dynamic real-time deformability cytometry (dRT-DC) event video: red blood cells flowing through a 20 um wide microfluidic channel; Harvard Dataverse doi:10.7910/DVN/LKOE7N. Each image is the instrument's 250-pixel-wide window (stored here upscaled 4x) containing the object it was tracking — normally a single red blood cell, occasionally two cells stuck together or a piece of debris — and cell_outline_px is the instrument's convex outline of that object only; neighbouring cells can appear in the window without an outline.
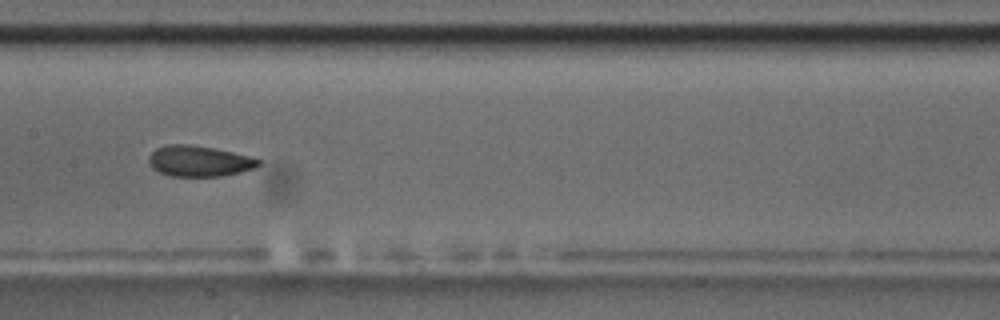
{"species": "common noctule bat (a hibernating species)", "species_latin": "Nyctalus noctula", "temperature_condition": "room temperature", "stored_images_in_passage": 9, "camera_frame_rate_fps": 3000, "um_per_image_px": 0.085, "animal": {"sex": "male", "body_mass_g": 17.5, "forearm_length_mm": 52.3}, "frame": {"image": 1, "passage_image": 6, "time_ms": 5.667, "image_size_px": [1000, 320], "cell_outline_px": [[260, 164], [256, 168], [240, 172], [220, 176], [172, 176], [160, 172], [152, 168], [148, 164], [148, 156], [156, 148], [164, 144], [188, 144], [212, 148], [232, 152], [248, 156], [260, 160]], "centroid_in_image_um": [16.88, 13.69], "position_along_channel_um": 190.5, "area_um2": 19.65}}